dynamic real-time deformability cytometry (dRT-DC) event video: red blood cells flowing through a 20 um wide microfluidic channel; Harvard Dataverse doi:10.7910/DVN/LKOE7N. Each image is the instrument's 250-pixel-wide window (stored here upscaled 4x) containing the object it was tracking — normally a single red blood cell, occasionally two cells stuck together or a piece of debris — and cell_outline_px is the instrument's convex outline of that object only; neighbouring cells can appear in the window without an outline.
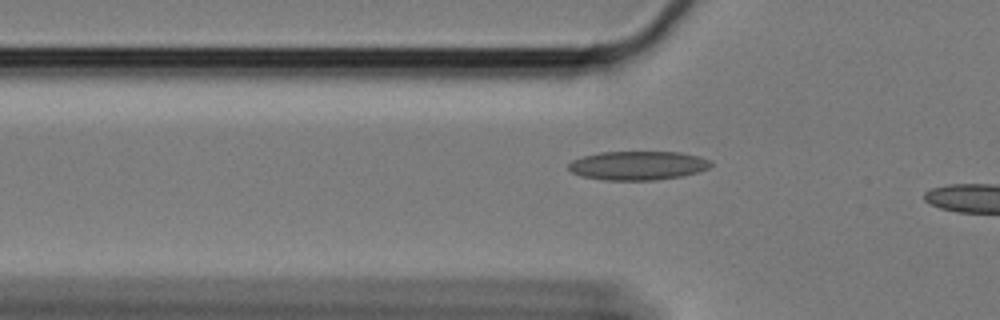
{"species": "Egyptian fruit bat (a non-hibernating species)", "species_latin": "Rousettus aegyptiacus", "temperature_condition": "cold", "stored_images_in_passage": 4, "camera_frame_rate_fps": 3000, "um_per_image_px": 0.085, "animal": {"sex": "female"}, "frame": {"image": 1, "passage_image": 2, "time_ms": 0.333, "image_size_px": [1000, 320], "cell_outline_px": [[712, 164], [708, 168], [696, 172], [680, 176], [656, 180], [604, 180], [584, 176], [572, 172], [568, 168], [568, 164], [572, 160], [584, 156], [600, 152], [680, 152], [700, 156], [712, 160]], "centroid_in_image_um": [54.24, 14.06], "position_along_channel_um": 71.6, "area_um2": 23.87}}